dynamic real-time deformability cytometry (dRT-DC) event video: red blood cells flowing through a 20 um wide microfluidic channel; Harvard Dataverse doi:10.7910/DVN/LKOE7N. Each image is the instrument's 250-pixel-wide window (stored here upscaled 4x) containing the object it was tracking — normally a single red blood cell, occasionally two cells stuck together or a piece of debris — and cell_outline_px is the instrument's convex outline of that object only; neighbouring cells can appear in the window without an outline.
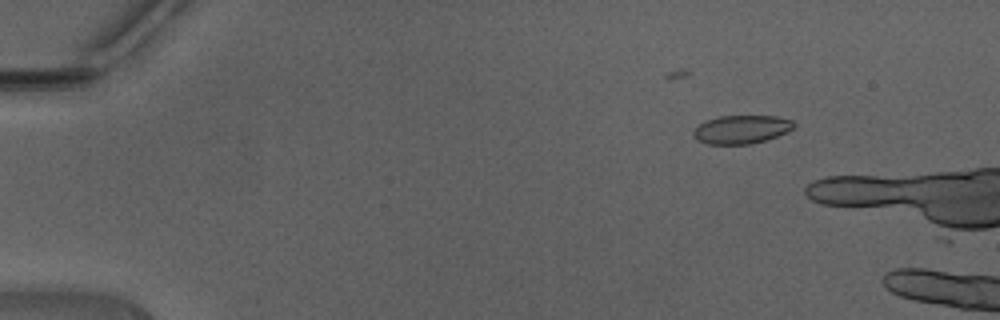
{"species": "Egyptian fruit bat (a non-hibernating species)", "species_latin": "Rousettus aegyptiacus", "temperature_condition": "warm", "stored_images_in_passage": 4, "camera_frame_rate_fps": 3000, "um_per_image_px": 0.085, "animal": {"sex": "male"}, "frame": {"image": 1, "passage_image": 1, "time_ms": 0.0, "image_size_px": [1000, 320], "cell_outline_px": [[796, 124], [792, 128], [776, 136], [752, 144], [708, 144], [696, 140], [692, 132], [704, 120], [720, 116], [776, 116], [792, 120]], "centroid_in_image_um": [62.98, 11.0], "position_along_channel_um": 22.0, "area_um2": 16.53}}